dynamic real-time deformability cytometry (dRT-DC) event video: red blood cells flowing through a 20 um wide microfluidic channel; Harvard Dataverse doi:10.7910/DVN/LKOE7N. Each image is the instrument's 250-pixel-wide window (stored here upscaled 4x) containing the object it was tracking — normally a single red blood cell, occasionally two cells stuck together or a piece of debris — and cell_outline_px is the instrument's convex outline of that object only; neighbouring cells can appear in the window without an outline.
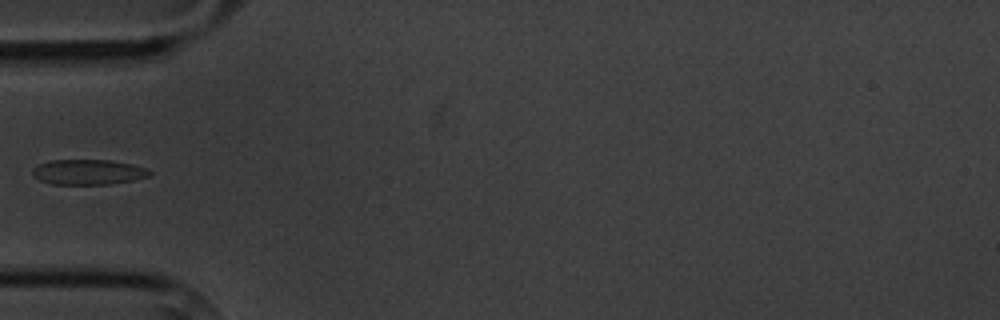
{"species": "common noctule bat (a hibernating species)", "species_latin": "Nyctalus noctula", "temperature_condition": "cold", "stored_images_in_passage": 4, "camera_frame_rate_fps": 3000, "um_per_image_px": 0.085, "animal": {"sex": "male", "body_mass_g": 20.1, "forearm_length_mm": 53.5}, "frame": {"image": 1, "passage_image": 4, "time_ms": 3.333, "image_size_px": [1000, 320], "cell_outline_px": [[152, 172], [148, 176], [132, 180], [112, 184], [52, 184], [40, 180], [32, 176], [32, 168], [48, 160], [112, 160], [132, 164], [148, 168]], "centroid_in_image_um": [7.49, 14.62], "position_along_channel_um": 77.5, "area_um2": 17.28}}